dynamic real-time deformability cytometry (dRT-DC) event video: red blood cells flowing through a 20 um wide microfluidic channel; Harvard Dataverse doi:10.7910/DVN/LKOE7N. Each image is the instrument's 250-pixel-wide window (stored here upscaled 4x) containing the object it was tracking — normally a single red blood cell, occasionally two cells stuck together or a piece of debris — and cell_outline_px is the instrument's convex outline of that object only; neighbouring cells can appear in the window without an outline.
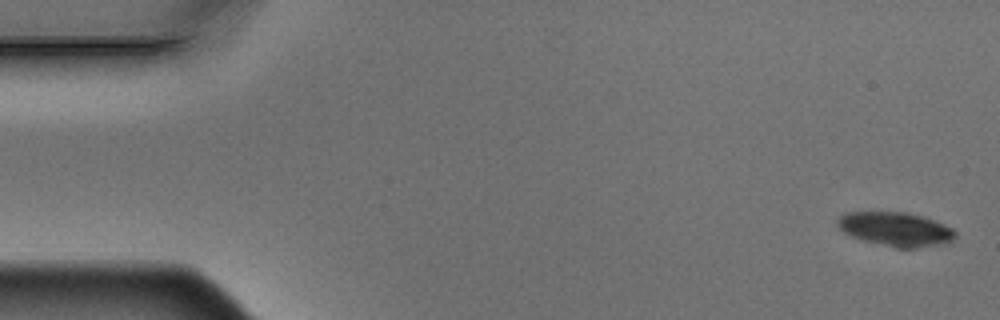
{"species": "Egyptian fruit bat (a non-hibernating species)", "species_latin": "Rousettus aegyptiacus", "temperature_condition": "warm", "stored_images_in_passage": 5, "camera_frame_rate_fps": 3000, "um_per_image_px": 0.085, "animal": {"sex": "male"}, "frame": {"image": 1, "passage_image": 1, "time_ms": 0.0, "image_size_px": [1000, 320], "cell_outline_px": [[956, 236], [952, 240], [944, 244], [916, 248], [896, 248], [864, 240], [852, 236], [844, 232], [836, 224], [836, 220], [844, 212], [908, 212], [924, 216], [944, 224], [952, 228], [956, 232]], "centroid_in_image_um": [76.15, 19.47], "position_along_channel_um": 8.9, "area_um2": 23.47}}
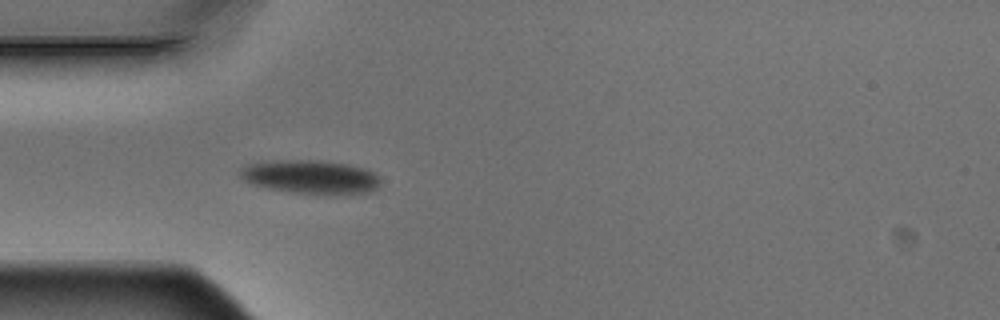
{"frame": {"image": 2, "passage_image": 5, "time_ms": 1.333, "image_size_px": [1000, 320], "cell_outline_px": [[380, 184], [376, 188], [368, 192], [328, 196], [292, 192], [268, 188], [252, 184], [244, 180], [240, 176], [240, 168], [248, 164], [280, 160], [320, 160], [348, 164], [364, 168], [372, 172], [380, 180]], "centroid_in_image_um": [26.41, 15.05], "position_along_channel_um": 58.6, "area_um2": 27.74}}